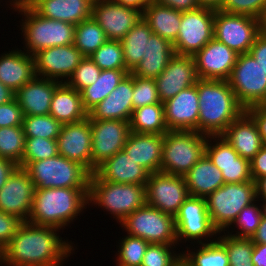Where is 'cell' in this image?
<instances>
[{"label":"cell","mask_w":266,"mask_h":266,"mask_svg":"<svg viewBox=\"0 0 266 266\" xmlns=\"http://www.w3.org/2000/svg\"><path fill=\"white\" fill-rule=\"evenodd\" d=\"M15 98V92H13L10 88L6 87L0 81V105L7 103Z\"/></svg>","instance_id":"obj_61"},{"label":"cell","mask_w":266,"mask_h":266,"mask_svg":"<svg viewBox=\"0 0 266 266\" xmlns=\"http://www.w3.org/2000/svg\"><path fill=\"white\" fill-rule=\"evenodd\" d=\"M42 0H23L20 6H25L33 9Z\"/></svg>","instance_id":"obj_65"},{"label":"cell","mask_w":266,"mask_h":266,"mask_svg":"<svg viewBox=\"0 0 266 266\" xmlns=\"http://www.w3.org/2000/svg\"><path fill=\"white\" fill-rule=\"evenodd\" d=\"M255 121L264 144H266V104L252 106L245 110Z\"/></svg>","instance_id":"obj_54"},{"label":"cell","mask_w":266,"mask_h":266,"mask_svg":"<svg viewBox=\"0 0 266 266\" xmlns=\"http://www.w3.org/2000/svg\"><path fill=\"white\" fill-rule=\"evenodd\" d=\"M145 187L146 204L174 217L190 196L183 176L160 171L149 175Z\"/></svg>","instance_id":"obj_14"},{"label":"cell","mask_w":266,"mask_h":266,"mask_svg":"<svg viewBox=\"0 0 266 266\" xmlns=\"http://www.w3.org/2000/svg\"><path fill=\"white\" fill-rule=\"evenodd\" d=\"M205 199L213 226L218 232H225L244 207L257 201L256 184L253 180L225 183Z\"/></svg>","instance_id":"obj_8"},{"label":"cell","mask_w":266,"mask_h":266,"mask_svg":"<svg viewBox=\"0 0 266 266\" xmlns=\"http://www.w3.org/2000/svg\"><path fill=\"white\" fill-rule=\"evenodd\" d=\"M0 265L2 266V251L0 250Z\"/></svg>","instance_id":"obj_69"},{"label":"cell","mask_w":266,"mask_h":266,"mask_svg":"<svg viewBox=\"0 0 266 266\" xmlns=\"http://www.w3.org/2000/svg\"><path fill=\"white\" fill-rule=\"evenodd\" d=\"M89 57L101 70H128L125 65L123 47L119 40H107Z\"/></svg>","instance_id":"obj_43"},{"label":"cell","mask_w":266,"mask_h":266,"mask_svg":"<svg viewBox=\"0 0 266 266\" xmlns=\"http://www.w3.org/2000/svg\"><path fill=\"white\" fill-rule=\"evenodd\" d=\"M35 76L34 58L24 50L17 48L1 54L0 81L13 92L16 93Z\"/></svg>","instance_id":"obj_29"},{"label":"cell","mask_w":266,"mask_h":266,"mask_svg":"<svg viewBox=\"0 0 266 266\" xmlns=\"http://www.w3.org/2000/svg\"><path fill=\"white\" fill-rule=\"evenodd\" d=\"M93 0H42L33 9L48 19L77 25L92 17Z\"/></svg>","instance_id":"obj_31"},{"label":"cell","mask_w":266,"mask_h":266,"mask_svg":"<svg viewBox=\"0 0 266 266\" xmlns=\"http://www.w3.org/2000/svg\"><path fill=\"white\" fill-rule=\"evenodd\" d=\"M24 221L19 217L0 210V250L2 251Z\"/></svg>","instance_id":"obj_51"},{"label":"cell","mask_w":266,"mask_h":266,"mask_svg":"<svg viewBox=\"0 0 266 266\" xmlns=\"http://www.w3.org/2000/svg\"><path fill=\"white\" fill-rule=\"evenodd\" d=\"M251 240L254 244H266V218L262 217L260 225Z\"/></svg>","instance_id":"obj_59"},{"label":"cell","mask_w":266,"mask_h":266,"mask_svg":"<svg viewBox=\"0 0 266 266\" xmlns=\"http://www.w3.org/2000/svg\"><path fill=\"white\" fill-rule=\"evenodd\" d=\"M142 17L154 34L172 44L176 41L181 24V11L157 4L151 0L144 8Z\"/></svg>","instance_id":"obj_34"},{"label":"cell","mask_w":266,"mask_h":266,"mask_svg":"<svg viewBox=\"0 0 266 266\" xmlns=\"http://www.w3.org/2000/svg\"><path fill=\"white\" fill-rule=\"evenodd\" d=\"M213 35L237 54L249 53L259 35V20L217 10L214 15Z\"/></svg>","instance_id":"obj_13"},{"label":"cell","mask_w":266,"mask_h":266,"mask_svg":"<svg viewBox=\"0 0 266 266\" xmlns=\"http://www.w3.org/2000/svg\"><path fill=\"white\" fill-rule=\"evenodd\" d=\"M88 193L89 188L35 189L27 222L64 229L89 206Z\"/></svg>","instance_id":"obj_3"},{"label":"cell","mask_w":266,"mask_h":266,"mask_svg":"<svg viewBox=\"0 0 266 266\" xmlns=\"http://www.w3.org/2000/svg\"><path fill=\"white\" fill-rule=\"evenodd\" d=\"M249 53L259 63L266 74V37L259 34L251 46Z\"/></svg>","instance_id":"obj_55"},{"label":"cell","mask_w":266,"mask_h":266,"mask_svg":"<svg viewBox=\"0 0 266 266\" xmlns=\"http://www.w3.org/2000/svg\"><path fill=\"white\" fill-rule=\"evenodd\" d=\"M87 117L91 123L92 173H94L104 161L123 150L131 131L128 121L94 120L89 115Z\"/></svg>","instance_id":"obj_15"},{"label":"cell","mask_w":266,"mask_h":266,"mask_svg":"<svg viewBox=\"0 0 266 266\" xmlns=\"http://www.w3.org/2000/svg\"><path fill=\"white\" fill-rule=\"evenodd\" d=\"M250 173L254 182L266 176V144L250 160Z\"/></svg>","instance_id":"obj_53"},{"label":"cell","mask_w":266,"mask_h":266,"mask_svg":"<svg viewBox=\"0 0 266 266\" xmlns=\"http://www.w3.org/2000/svg\"><path fill=\"white\" fill-rule=\"evenodd\" d=\"M92 17L104 30L108 40L121 41L140 21L142 12L113 0H96L92 4Z\"/></svg>","instance_id":"obj_17"},{"label":"cell","mask_w":266,"mask_h":266,"mask_svg":"<svg viewBox=\"0 0 266 266\" xmlns=\"http://www.w3.org/2000/svg\"><path fill=\"white\" fill-rule=\"evenodd\" d=\"M184 178L189 195L201 198H206L225 184L222 172L206 154L192 166Z\"/></svg>","instance_id":"obj_32"},{"label":"cell","mask_w":266,"mask_h":266,"mask_svg":"<svg viewBox=\"0 0 266 266\" xmlns=\"http://www.w3.org/2000/svg\"><path fill=\"white\" fill-rule=\"evenodd\" d=\"M214 239L200 244L196 252L188 250L187 247V251L182 252V258L189 266H229L225 247L217 240V237Z\"/></svg>","instance_id":"obj_38"},{"label":"cell","mask_w":266,"mask_h":266,"mask_svg":"<svg viewBox=\"0 0 266 266\" xmlns=\"http://www.w3.org/2000/svg\"><path fill=\"white\" fill-rule=\"evenodd\" d=\"M18 167L13 160L0 158V190Z\"/></svg>","instance_id":"obj_57"},{"label":"cell","mask_w":266,"mask_h":266,"mask_svg":"<svg viewBox=\"0 0 266 266\" xmlns=\"http://www.w3.org/2000/svg\"><path fill=\"white\" fill-rule=\"evenodd\" d=\"M260 201L263 202L262 206L260 205L263 218H266V199Z\"/></svg>","instance_id":"obj_66"},{"label":"cell","mask_w":266,"mask_h":266,"mask_svg":"<svg viewBox=\"0 0 266 266\" xmlns=\"http://www.w3.org/2000/svg\"><path fill=\"white\" fill-rule=\"evenodd\" d=\"M113 1L127 7L135 8L143 13L144 8L149 4L151 0H113Z\"/></svg>","instance_id":"obj_60"},{"label":"cell","mask_w":266,"mask_h":266,"mask_svg":"<svg viewBox=\"0 0 266 266\" xmlns=\"http://www.w3.org/2000/svg\"><path fill=\"white\" fill-rule=\"evenodd\" d=\"M129 73V70H102L99 78L92 85L84 88L80 92L82 105L85 111L89 113L97 104L104 100Z\"/></svg>","instance_id":"obj_35"},{"label":"cell","mask_w":266,"mask_h":266,"mask_svg":"<svg viewBox=\"0 0 266 266\" xmlns=\"http://www.w3.org/2000/svg\"><path fill=\"white\" fill-rule=\"evenodd\" d=\"M59 230L24 221L2 250V266H63L74 247L62 240Z\"/></svg>","instance_id":"obj_1"},{"label":"cell","mask_w":266,"mask_h":266,"mask_svg":"<svg viewBox=\"0 0 266 266\" xmlns=\"http://www.w3.org/2000/svg\"><path fill=\"white\" fill-rule=\"evenodd\" d=\"M255 203L259 202L255 201L251 205L244 207L231 224L232 229L233 226L237 228L238 231H235L236 234H232V232L229 233L230 231H227L226 234L236 238H252L257 228L259 227L261 219L263 217L261 207Z\"/></svg>","instance_id":"obj_46"},{"label":"cell","mask_w":266,"mask_h":266,"mask_svg":"<svg viewBox=\"0 0 266 266\" xmlns=\"http://www.w3.org/2000/svg\"><path fill=\"white\" fill-rule=\"evenodd\" d=\"M24 169L36 189L89 188L91 173L80 163L60 154L45 160L29 162Z\"/></svg>","instance_id":"obj_7"},{"label":"cell","mask_w":266,"mask_h":266,"mask_svg":"<svg viewBox=\"0 0 266 266\" xmlns=\"http://www.w3.org/2000/svg\"><path fill=\"white\" fill-rule=\"evenodd\" d=\"M202 8H209L214 11L220 10L224 0H197Z\"/></svg>","instance_id":"obj_63"},{"label":"cell","mask_w":266,"mask_h":266,"mask_svg":"<svg viewBox=\"0 0 266 266\" xmlns=\"http://www.w3.org/2000/svg\"><path fill=\"white\" fill-rule=\"evenodd\" d=\"M175 266H189L183 258L179 260V262Z\"/></svg>","instance_id":"obj_68"},{"label":"cell","mask_w":266,"mask_h":266,"mask_svg":"<svg viewBox=\"0 0 266 266\" xmlns=\"http://www.w3.org/2000/svg\"><path fill=\"white\" fill-rule=\"evenodd\" d=\"M215 11L199 7L182 12L178 37L173 43L177 55L194 56L213 37Z\"/></svg>","instance_id":"obj_12"},{"label":"cell","mask_w":266,"mask_h":266,"mask_svg":"<svg viewBox=\"0 0 266 266\" xmlns=\"http://www.w3.org/2000/svg\"><path fill=\"white\" fill-rule=\"evenodd\" d=\"M116 266H141L142 259L150 243L140 237L126 235L119 240Z\"/></svg>","instance_id":"obj_44"},{"label":"cell","mask_w":266,"mask_h":266,"mask_svg":"<svg viewBox=\"0 0 266 266\" xmlns=\"http://www.w3.org/2000/svg\"><path fill=\"white\" fill-rule=\"evenodd\" d=\"M123 150L150 174L159 172L162 162L163 135L130 132Z\"/></svg>","instance_id":"obj_28"},{"label":"cell","mask_w":266,"mask_h":266,"mask_svg":"<svg viewBox=\"0 0 266 266\" xmlns=\"http://www.w3.org/2000/svg\"><path fill=\"white\" fill-rule=\"evenodd\" d=\"M132 97L133 75L129 73L88 115L94 120H121L129 122L133 111Z\"/></svg>","instance_id":"obj_24"},{"label":"cell","mask_w":266,"mask_h":266,"mask_svg":"<svg viewBox=\"0 0 266 266\" xmlns=\"http://www.w3.org/2000/svg\"><path fill=\"white\" fill-rule=\"evenodd\" d=\"M58 154L57 139L25 137V149L21 160V168H24L29 162L45 160Z\"/></svg>","instance_id":"obj_45"},{"label":"cell","mask_w":266,"mask_h":266,"mask_svg":"<svg viewBox=\"0 0 266 266\" xmlns=\"http://www.w3.org/2000/svg\"><path fill=\"white\" fill-rule=\"evenodd\" d=\"M107 40L106 33L93 17L76 25L73 45L84 57H89Z\"/></svg>","instance_id":"obj_39"},{"label":"cell","mask_w":266,"mask_h":266,"mask_svg":"<svg viewBox=\"0 0 266 266\" xmlns=\"http://www.w3.org/2000/svg\"><path fill=\"white\" fill-rule=\"evenodd\" d=\"M25 149L23 126L0 128V158L13 160L21 168Z\"/></svg>","instance_id":"obj_40"},{"label":"cell","mask_w":266,"mask_h":266,"mask_svg":"<svg viewBox=\"0 0 266 266\" xmlns=\"http://www.w3.org/2000/svg\"><path fill=\"white\" fill-rule=\"evenodd\" d=\"M94 174L103 181L138 185H146L150 175L144 167L128 157L124 150L104 161Z\"/></svg>","instance_id":"obj_26"},{"label":"cell","mask_w":266,"mask_h":266,"mask_svg":"<svg viewBox=\"0 0 266 266\" xmlns=\"http://www.w3.org/2000/svg\"><path fill=\"white\" fill-rule=\"evenodd\" d=\"M146 185L122 184L99 179L90 175L88 202L98 205L113 214L119 224L129 215L146 204Z\"/></svg>","instance_id":"obj_4"},{"label":"cell","mask_w":266,"mask_h":266,"mask_svg":"<svg viewBox=\"0 0 266 266\" xmlns=\"http://www.w3.org/2000/svg\"><path fill=\"white\" fill-rule=\"evenodd\" d=\"M11 9L19 11L18 14L21 13L25 18L21 19L20 30L25 42L24 51L31 56L43 49L73 44L76 25L45 18L25 6L17 5Z\"/></svg>","instance_id":"obj_5"},{"label":"cell","mask_w":266,"mask_h":266,"mask_svg":"<svg viewBox=\"0 0 266 266\" xmlns=\"http://www.w3.org/2000/svg\"><path fill=\"white\" fill-rule=\"evenodd\" d=\"M197 92L199 133L221 135L245 111L227 80L198 79Z\"/></svg>","instance_id":"obj_2"},{"label":"cell","mask_w":266,"mask_h":266,"mask_svg":"<svg viewBox=\"0 0 266 266\" xmlns=\"http://www.w3.org/2000/svg\"><path fill=\"white\" fill-rule=\"evenodd\" d=\"M160 102L155 79L133 75V110Z\"/></svg>","instance_id":"obj_48"},{"label":"cell","mask_w":266,"mask_h":266,"mask_svg":"<svg viewBox=\"0 0 266 266\" xmlns=\"http://www.w3.org/2000/svg\"><path fill=\"white\" fill-rule=\"evenodd\" d=\"M92 131L89 118L63 124L57 137L58 152L65 158L78 162L92 174Z\"/></svg>","instance_id":"obj_21"},{"label":"cell","mask_w":266,"mask_h":266,"mask_svg":"<svg viewBox=\"0 0 266 266\" xmlns=\"http://www.w3.org/2000/svg\"><path fill=\"white\" fill-rule=\"evenodd\" d=\"M259 20V34L266 37V5L258 18Z\"/></svg>","instance_id":"obj_64"},{"label":"cell","mask_w":266,"mask_h":266,"mask_svg":"<svg viewBox=\"0 0 266 266\" xmlns=\"http://www.w3.org/2000/svg\"><path fill=\"white\" fill-rule=\"evenodd\" d=\"M239 156L251 160L265 145L254 119L244 111L221 134Z\"/></svg>","instance_id":"obj_25"},{"label":"cell","mask_w":266,"mask_h":266,"mask_svg":"<svg viewBox=\"0 0 266 266\" xmlns=\"http://www.w3.org/2000/svg\"><path fill=\"white\" fill-rule=\"evenodd\" d=\"M266 0H224L220 11L259 18Z\"/></svg>","instance_id":"obj_50"},{"label":"cell","mask_w":266,"mask_h":266,"mask_svg":"<svg viewBox=\"0 0 266 266\" xmlns=\"http://www.w3.org/2000/svg\"><path fill=\"white\" fill-rule=\"evenodd\" d=\"M49 114L62 124L75 123L87 118L81 93L67 83H60L53 94Z\"/></svg>","instance_id":"obj_33"},{"label":"cell","mask_w":266,"mask_h":266,"mask_svg":"<svg viewBox=\"0 0 266 266\" xmlns=\"http://www.w3.org/2000/svg\"><path fill=\"white\" fill-rule=\"evenodd\" d=\"M23 112L17 100H13L0 105V128L22 126Z\"/></svg>","instance_id":"obj_52"},{"label":"cell","mask_w":266,"mask_h":266,"mask_svg":"<svg viewBox=\"0 0 266 266\" xmlns=\"http://www.w3.org/2000/svg\"><path fill=\"white\" fill-rule=\"evenodd\" d=\"M22 126L25 137L57 139L63 124L49 114L24 116Z\"/></svg>","instance_id":"obj_42"},{"label":"cell","mask_w":266,"mask_h":266,"mask_svg":"<svg viewBox=\"0 0 266 266\" xmlns=\"http://www.w3.org/2000/svg\"><path fill=\"white\" fill-rule=\"evenodd\" d=\"M163 106L168 130L198 132L200 107L197 82L163 102Z\"/></svg>","instance_id":"obj_23"},{"label":"cell","mask_w":266,"mask_h":266,"mask_svg":"<svg viewBox=\"0 0 266 266\" xmlns=\"http://www.w3.org/2000/svg\"><path fill=\"white\" fill-rule=\"evenodd\" d=\"M208 135L197 131L169 130L163 135L160 172L185 176L205 154Z\"/></svg>","instance_id":"obj_6"},{"label":"cell","mask_w":266,"mask_h":266,"mask_svg":"<svg viewBox=\"0 0 266 266\" xmlns=\"http://www.w3.org/2000/svg\"><path fill=\"white\" fill-rule=\"evenodd\" d=\"M175 247L177 246L149 244L142 259L141 266H175L182 258V253L176 252L174 250Z\"/></svg>","instance_id":"obj_47"},{"label":"cell","mask_w":266,"mask_h":266,"mask_svg":"<svg viewBox=\"0 0 266 266\" xmlns=\"http://www.w3.org/2000/svg\"><path fill=\"white\" fill-rule=\"evenodd\" d=\"M157 4L168 6L181 12L192 11L198 9L200 6L197 0H152Z\"/></svg>","instance_id":"obj_56"},{"label":"cell","mask_w":266,"mask_h":266,"mask_svg":"<svg viewBox=\"0 0 266 266\" xmlns=\"http://www.w3.org/2000/svg\"><path fill=\"white\" fill-rule=\"evenodd\" d=\"M252 262L254 266H266V244H254Z\"/></svg>","instance_id":"obj_58"},{"label":"cell","mask_w":266,"mask_h":266,"mask_svg":"<svg viewBox=\"0 0 266 266\" xmlns=\"http://www.w3.org/2000/svg\"><path fill=\"white\" fill-rule=\"evenodd\" d=\"M35 189L29 173L18 167L0 190V210L27 221Z\"/></svg>","instance_id":"obj_19"},{"label":"cell","mask_w":266,"mask_h":266,"mask_svg":"<svg viewBox=\"0 0 266 266\" xmlns=\"http://www.w3.org/2000/svg\"><path fill=\"white\" fill-rule=\"evenodd\" d=\"M174 219L177 241L181 243L194 240L191 244L197 241L200 245L204 243L202 240L208 241V237L210 239L221 234L212 224L205 198L189 196Z\"/></svg>","instance_id":"obj_11"},{"label":"cell","mask_w":266,"mask_h":266,"mask_svg":"<svg viewBox=\"0 0 266 266\" xmlns=\"http://www.w3.org/2000/svg\"><path fill=\"white\" fill-rule=\"evenodd\" d=\"M101 72L102 70L90 57H84L66 83L81 92L84 88L92 85L99 78Z\"/></svg>","instance_id":"obj_49"},{"label":"cell","mask_w":266,"mask_h":266,"mask_svg":"<svg viewBox=\"0 0 266 266\" xmlns=\"http://www.w3.org/2000/svg\"><path fill=\"white\" fill-rule=\"evenodd\" d=\"M217 240L225 247L229 266H254L252 262V253L254 243L251 239L236 238L224 232Z\"/></svg>","instance_id":"obj_41"},{"label":"cell","mask_w":266,"mask_h":266,"mask_svg":"<svg viewBox=\"0 0 266 266\" xmlns=\"http://www.w3.org/2000/svg\"><path fill=\"white\" fill-rule=\"evenodd\" d=\"M212 140H214V143H212ZM205 154L222 172L225 183L252 181L250 161L239 156L221 135L208 136Z\"/></svg>","instance_id":"obj_18"},{"label":"cell","mask_w":266,"mask_h":266,"mask_svg":"<svg viewBox=\"0 0 266 266\" xmlns=\"http://www.w3.org/2000/svg\"><path fill=\"white\" fill-rule=\"evenodd\" d=\"M256 199H266V176L259 178L256 182Z\"/></svg>","instance_id":"obj_62"},{"label":"cell","mask_w":266,"mask_h":266,"mask_svg":"<svg viewBox=\"0 0 266 266\" xmlns=\"http://www.w3.org/2000/svg\"><path fill=\"white\" fill-rule=\"evenodd\" d=\"M197 80L193 56L175 54L155 78L160 101L165 102L174 97L180 91L195 85Z\"/></svg>","instance_id":"obj_22"},{"label":"cell","mask_w":266,"mask_h":266,"mask_svg":"<svg viewBox=\"0 0 266 266\" xmlns=\"http://www.w3.org/2000/svg\"><path fill=\"white\" fill-rule=\"evenodd\" d=\"M129 125L131 132L164 135L169 130L165 121L163 102L133 110Z\"/></svg>","instance_id":"obj_36"},{"label":"cell","mask_w":266,"mask_h":266,"mask_svg":"<svg viewBox=\"0 0 266 266\" xmlns=\"http://www.w3.org/2000/svg\"><path fill=\"white\" fill-rule=\"evenodd\" d=\"M58 81L35 76L15 93L24 116L49 115Z\"/></svg>","instance_id":"obj_27"},{"label":"cell","mask_w":266,"mask_h":266,"mask_svg":"<svg viewBox=\"0 0 266 266\" xmlns=\"http://www.w3.org/2000/svg\"><path fill=\"white\" fill-rule=\"evenodd\" d=\"M23 0H10V7H14V6H17V5H20L22 3Z\"/></svg>","instance_id":"obj_67"},{"label":"cell","mask_w":266,"mask_h":266,"mask_svg":"<svg viewBox=\"0 0 266 266\" xmlns=\"http://www.w3.org/2000/svg\"><path fill=\"white\" fill-rule=\"evenodd\" d=\"M175 55L173 44L152 33L147 41L146 54L137 66L130 72L142 78H157Z\"/></svg>","instance_id":"obj_30"},{"label":"cell","mask_w":266,"mask_h":266,"mask_svg":"<svg viewBox=\"0 0 266 266\" xmlns=\"http://www.w3.org/2000/svg\"><path fill=\"white\" fill-rule=\"evenodd\" d=\"M238 55L213 37L193 56L198 79L227 80Z\"/></svg>","instance_id":"obj_20"},{"label":"cell","mask_w":266,"mask_h":266,"mask_svg":"<svg viewBox=\"0 0 266 266\" xmlns=\"http://www.w3.org/2000/svg\"><path fill=\"white\" fill-rule=\"evenodd\" d=\"M227 81L245 110L266 104V74L250 53L238 55Z\"/></svg>","instance_id":"obj_10"},{"label":"cell","mask_w":266,"mask_h":266,"mask_svg":"<svg viewBox=\"0 0 266 266\" xmlns=\"http://www.w3.org/2000/svg\"><path fill=\"white\" fill-rule=\"evenodd\" d=\"M33 58L36 76L66 83L84 56L71 44L40 50Z\"/></svg>","instance_id":"obj_16"},{"label":"cell","mask_w":266,"mask_h":266,"mask_svg":"<svg viewBox=\"0 0 266 266\" xmlns=\"http://www.w3.org/2000/svg\"><path fill=\"white\" fill-rule=\"evenodd\" d=\"M152 33L148 23L142 17L121 40L125 65L130 72L146 54L147 41Z\"/></svg>","instance_id":"obj_37"},{"label":"cell","mask_w":266,"mask_h":266,"mask_svg":"<svg viewBox=\"0 0 266 266\" xmlns=\"http://www.w3.org/2000/svg\"><path fill=\"white\" fill-rule=\"evenodd\" d=\"M128 235L140 237L150 244L177 245L174 216L145 204L121 223Z\"/></svg>","instance_id":"obj_9"}]
</instances>
